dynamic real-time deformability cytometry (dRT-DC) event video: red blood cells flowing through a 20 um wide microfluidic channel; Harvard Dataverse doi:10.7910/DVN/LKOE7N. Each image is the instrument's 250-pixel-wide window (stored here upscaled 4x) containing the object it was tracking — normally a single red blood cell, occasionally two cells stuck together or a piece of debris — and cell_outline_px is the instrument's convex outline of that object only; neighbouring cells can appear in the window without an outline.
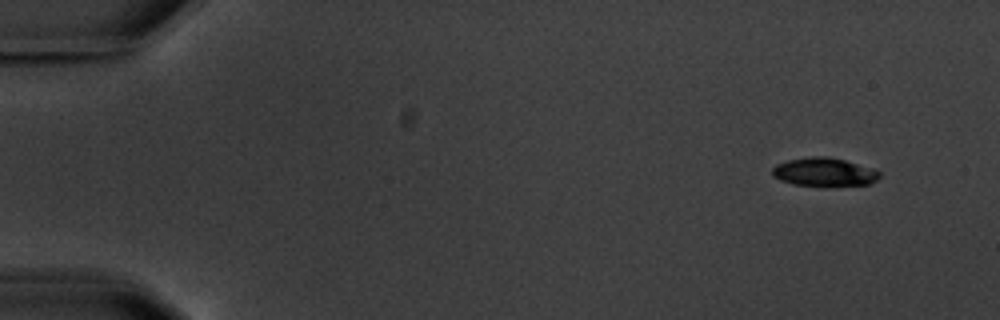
{"species": "common noctule bat (a hibernating species)", "species_latin": "Nyctalus noctula", "temperature_condition": "warm", "stored_images_in_passage": 6, "camera_frame_rate_fps": 3000, "um_per_image_px": 0.085, "animal": {"sex": "male", "body_mass_g": 20.1, "forearm_length_mm": 53.5}, "frame": {"image": 1, "passage_image": 1, "time_ms": 0.0, "image_size_px": [1000, 320], "cell_outline_px": [[880, 176], [876, 180], [868, 184], [824, 188], [792, 184], [780, 180], [772, 176], [772, 168], [776, 164], [788, 160], [808, 156], [828, 156], [844, 160], [872, 168], [880, 172]], "centroid_in_image_um": [70.03, 14.65], "position_along_channel_um": 15.0, "area_um2": 18.38}}
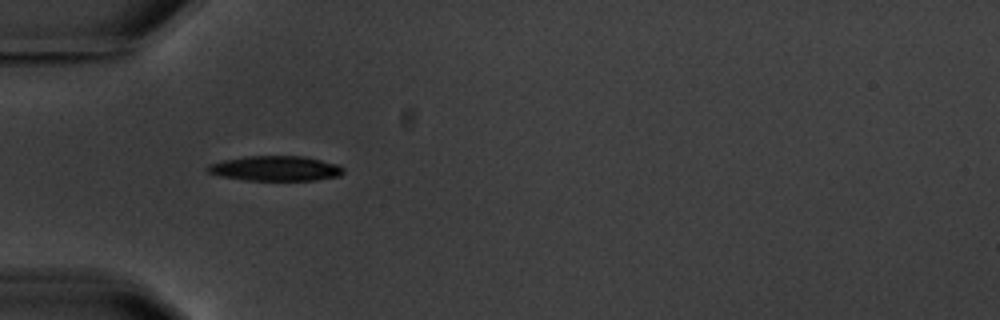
{"frame": {"image": 2, "passage_image": 5, "time_ms": 4.667, "image_size_px": [1000, 320], "cell_outline_px": [[344, 172], [340, 176], [316, 180], [244, 180], [220, 176], [208, 172], [204, 168], [208, 164], [224, 160], [248, 156], [304, 156], [336, 164], [344, 168]], "centroid_in_image_um": [23.4, 14.32], "position_along_channel_um": 61.6, "area_um2": 19.77}}
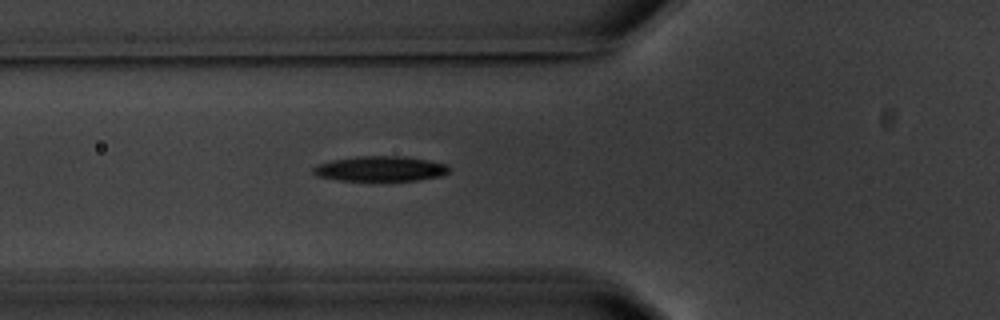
{"frame": {"image": 3, "passage_image": 6, "time_ms": 5.667, "image_size_px": [1000, 320], "cell_outline_px": [[448, 172], [440, 176], [416, 180], [340, 180], [316, 176], [312, 172], [312, 168], [316, 164], [332, 160], [356, 156], [404, 156], [428, 160], [448, 164]], "centroid_in_image_um": [32.29, 14.33], "position_along_channel_um": 93.5, "area_um2": 19.83}}